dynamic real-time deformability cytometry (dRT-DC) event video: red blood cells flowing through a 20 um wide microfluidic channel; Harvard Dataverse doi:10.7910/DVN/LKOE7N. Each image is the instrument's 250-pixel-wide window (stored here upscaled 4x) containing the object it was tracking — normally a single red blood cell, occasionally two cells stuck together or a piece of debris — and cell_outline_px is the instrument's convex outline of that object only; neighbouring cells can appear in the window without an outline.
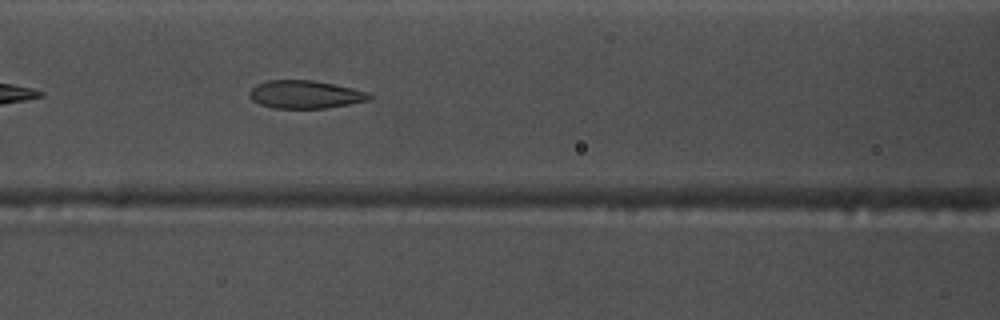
{"species": "common noctule bat (a hibernating species)", "species_latin": "Nyctalus noctula", "temperature_condition": "warm", "stored_images_in_passage": 40, "camera_frame_rate_fps": 3000, "um_per_image_px": 0.085, "animal": {"sex": "male", "body_mass_g": 17.5, "forearm_length_mm": 52.3}, "frame": {"image": 1, "passage_image": 9, "time_ms": 2.667, "image_size_px": [1000, 320], "cell_outline_px": [[372, 96], [368, 100], [348, 104], [324, 108], [272, 108], [260, 104], [252, 100], [248, 96], [248, 92], [256, 84], [268, 80], [312, 80], [352, 88], [368, 92]], "centroid_in_image_um": [25.89, 8.02], "position_along_channel_um": 140.7, "area_um2": 19.42}}
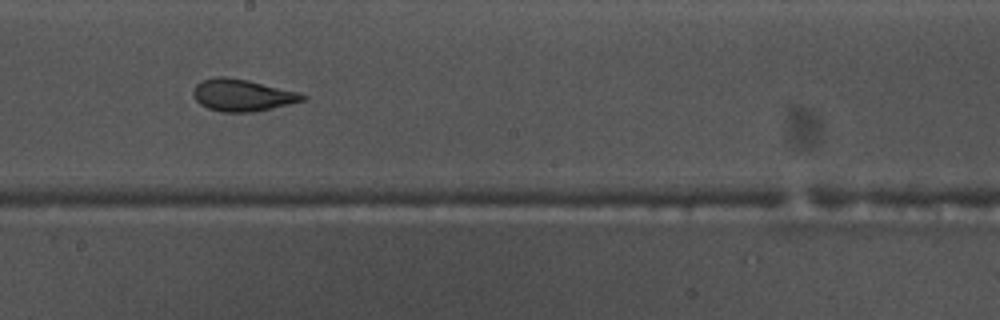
{"frame": {"image": 2, "passage_image": 16, "time_ms": 5.0, "image_size_px": [1000, 320], "cell_outline_px": [[308, 96], [304, 100], [272, 108], [252, 112], [220, 112], [208, 108], [200, 104], [192, 96], [192, 92], [196, 84], [200, 80], [212, 76], [224, 76], [248, 80], [300, 92]], "centroid_in_image_um": [20.56, 8.07], "position_along_channel_um": 227.6, "area_um2": 20.58}}
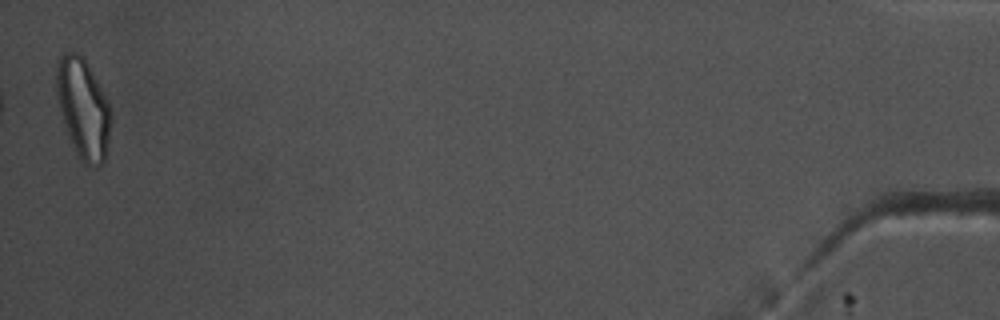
{"frame": {"image": 3, "passage_image": 40, "time_ms": 13.0, "image_size_px": [1000, 320], "cell_outline_px": [[108, 140], [104, 160], [96, 168], [92, 168], [84, 164], [80, 160], [68, 136], [64, 124], [56, 96], [56, 64], [60, 56], [64, 52], [76, 52], [88, 64], [108, 104]], "centroid_in_image_um": [7.01, 9.23], "position_along_channel_um": 428.2, "area_um2": 30.92}, "authors_computed_cell_mechanics": {"area_um2": 20.6057, "velocity_mm_per_s": 3.7486, "shape_relaxation_time_tau1_ms": 9.7458, "shape_relaxation_time_tau2_ms": 1.5539, "deformation_change_tau1": 0.2407, "deformation_change_tau2": 0.0827}}